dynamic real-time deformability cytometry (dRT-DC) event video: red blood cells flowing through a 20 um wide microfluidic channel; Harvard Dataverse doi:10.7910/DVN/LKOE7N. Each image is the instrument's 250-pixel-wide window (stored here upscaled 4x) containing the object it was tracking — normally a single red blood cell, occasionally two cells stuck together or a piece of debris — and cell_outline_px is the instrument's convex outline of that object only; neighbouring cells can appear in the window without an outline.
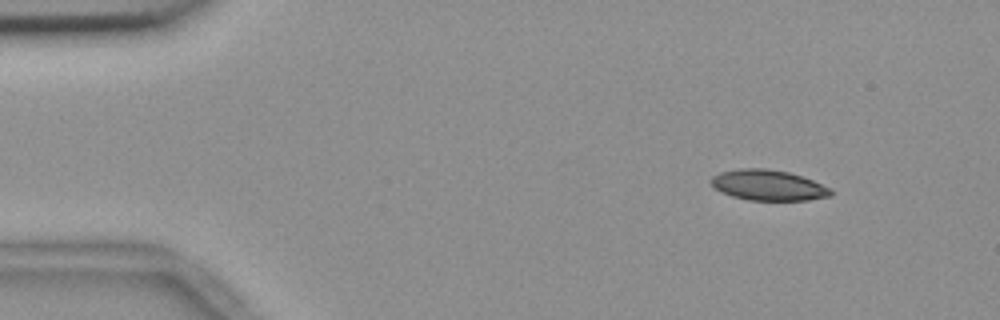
{"species": "common noctule bat (a hibernating species)", "species_latin": "Nyctalus noctula", "temperature_condition": "room temperature", "stored_images_in_passage": 2, "camera_frame_rate_fps": 3000, "um_per_image_px": 0.085, "animal": {"sex": "female", "body_mass_g": 18.4}, "frame": {"image": 1, "passage_image": 1, "time_ms": 0.0, "image_size_px": [1000, 320], "cell_outline_px": [[832, 196], [808, 200], [748, 200], [732, 196], [716, 188], [712, 184], [712, 176], [720, 172], [740, 168], [768, 168], [788, 172], [812, 180], [832, 188]], "centroid_in_image_um": [65.34, 15.74], "position_along_channel_um": 19.7, "area_um2": 21.21}}
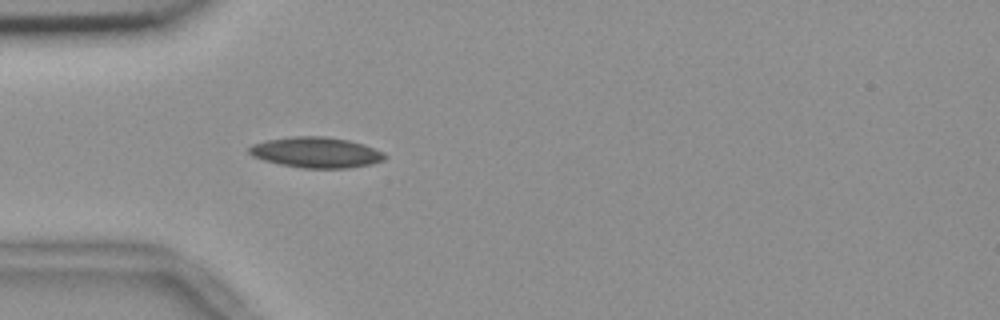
{"frame": {"image": 2, "passage_image": 2, "time_ms": 0.333, "image_size_px": [1000, 320], "cell_outline_px": [[388, 156], [384, 160], [372, 164], [344, 168], [304, 168], [280, 164], [264, 160], [252, 156], [248, 152], [248, 148], [252, 144], [268, 140], [292, 136], [324, 136], [348, 140], [364, 144], [376, 148], [384, 152]], "centroid_in_image_um": [26.9, 12.95], "position_along_channel_um": 58.1, "area_um2": 24.28}}